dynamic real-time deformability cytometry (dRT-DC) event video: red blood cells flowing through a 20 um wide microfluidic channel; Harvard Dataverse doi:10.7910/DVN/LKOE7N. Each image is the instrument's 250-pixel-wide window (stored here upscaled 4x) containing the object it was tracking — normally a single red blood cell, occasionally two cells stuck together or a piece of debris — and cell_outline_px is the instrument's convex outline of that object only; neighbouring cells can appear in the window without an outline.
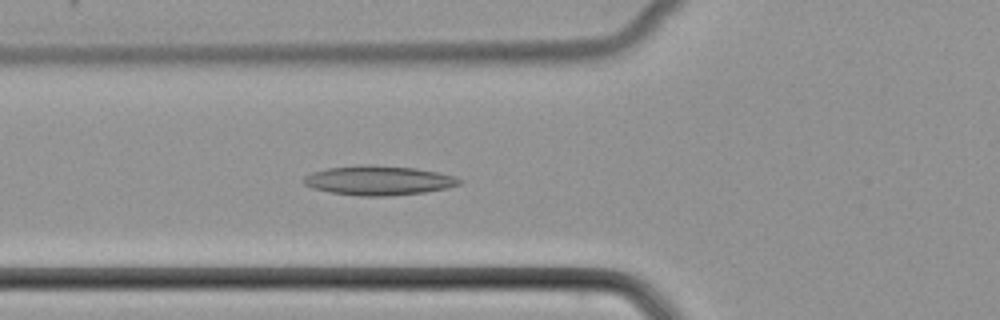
{"species": "common noctule bat (a hibernating species)", "species_latin": "Nyctalus noctula", "temperature_condition": "cold", "stored_images_in_passage": 46, "camera_frame_rate_fps": 3000, "um_per_image_px": 0.085, "animal": {"sex": "female", "body_mass_g": 22.7, "forearm_length_mm": 54.2}, "frame": {"image": 1, "passage_image": 14, "time_ms": 4.333, "image_size_px": [1000, 320], "cell_outline_px": [[464, 180], [460, 184], [448, 188], [424, 192], [388, 196], [360, 196], [328, 192], [312, 188], [304, 184], [300, 180], [304, 176], [312, 172], [328, 168], [368, 164], [416, 168], [440, 172], [456, 176]], "centroid_in_image_um": [32.19, 15.33], "position_along_channel_um": 93.6, "area_um2": 26.99}}
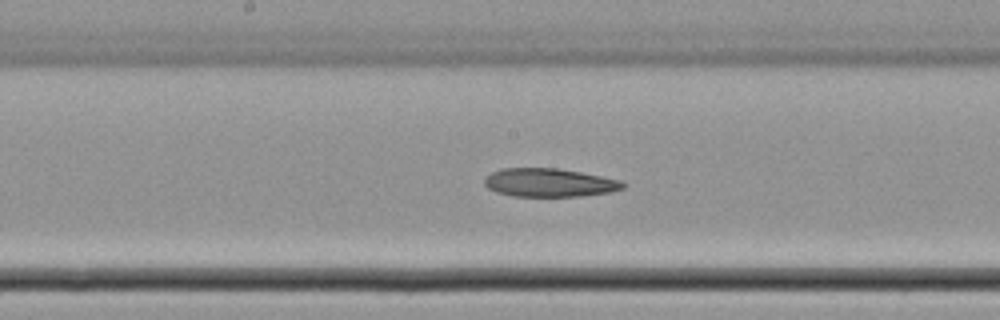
{"frame": {"image": 2, "passage_image": 22, "time_ms": 7.0, "image_size_px": [1000, 320], "cell_outline_px": [[624, 188], [612, 192], [580, 196], [512, 196], [496, 192], [488, 188], [484, 184], [484, 176], [500, 168], [556, 168], [580, 172], [620, 180], [624, 184]], "centroid_in_image_um": [46.65, 15.52], "position_along_channel_um": 201.6, "area_um2": 22.95}}
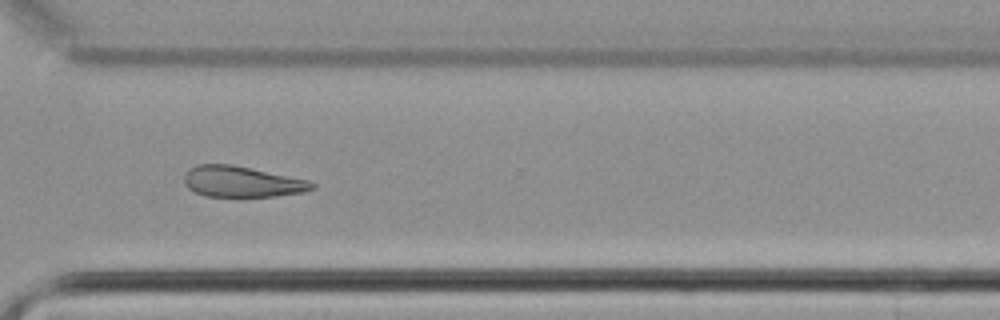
{"frame": {"image": 3, "passage_image": 33, "time_ms": 10.667, "image_size_px": [1000, 320], "cell_outline_px": [[316, 188], [304, 192], [276, 196], [204, 196], [188, 188], [184, 184], [184, 172], [188, 168], [196, 164], [232, 164], [308, 180], [316, 184]], "centroid_in_image_um": [20.53, 15.43], "position_along_channel_um": 350.1, "area_um2": 23.12}}